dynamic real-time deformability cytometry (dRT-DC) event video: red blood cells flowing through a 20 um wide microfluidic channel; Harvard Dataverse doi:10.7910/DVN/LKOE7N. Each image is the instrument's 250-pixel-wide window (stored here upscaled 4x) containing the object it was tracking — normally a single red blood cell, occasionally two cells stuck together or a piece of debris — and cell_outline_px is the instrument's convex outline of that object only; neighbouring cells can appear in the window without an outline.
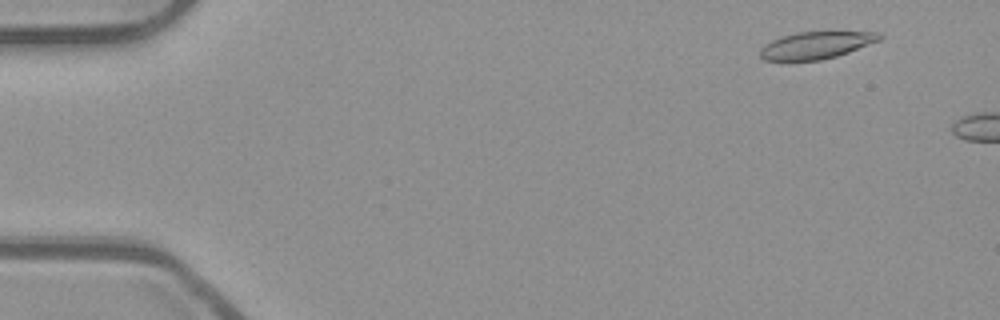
{"species": "common noctule bat (a hibernating species)", "species_latin": "Nyctalus noctula", "temperature_condition": "room temperature", "stored_images_in_passage": 7, "camera_frame_rate_fps": 3000, "um_per_image_px": 0.085, "animal": {"sex": "male", "body_mass_g": 23.1, "forearm_length_mm": 52.7}, "frame": {"image": 1, "passage_image": 4, "time_ms": 1.0, "image_size_px": [1000, 320], "cell_outline_px": [[884, 36], [880, 40], [848, 52], [836, 56], [820, 60], [764, 60], [760, 56], [760, 48], [764, 44], [772, 40], [796, 32], [832, 28], [880, 32]], "centroid_in_image_um": [69.47, 3.76], "position_along_channel_um": 15.5, "area_um2": 19.88}}